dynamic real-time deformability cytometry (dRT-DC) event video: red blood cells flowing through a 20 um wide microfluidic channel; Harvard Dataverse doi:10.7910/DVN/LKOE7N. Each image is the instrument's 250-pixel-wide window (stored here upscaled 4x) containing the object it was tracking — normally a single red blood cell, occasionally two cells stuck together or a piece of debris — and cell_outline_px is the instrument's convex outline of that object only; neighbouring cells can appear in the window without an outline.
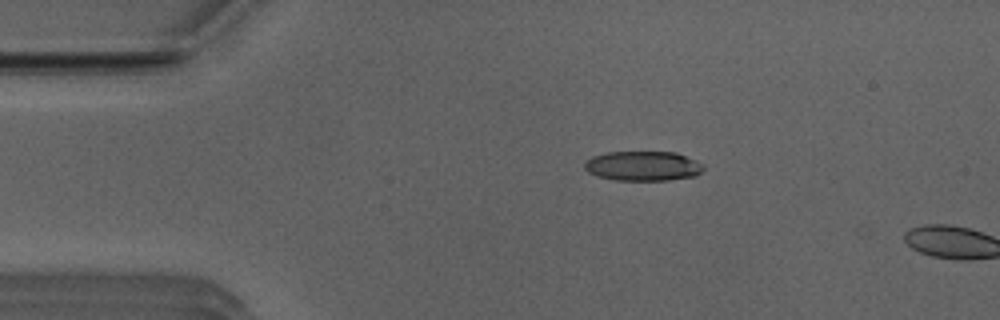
{"species": "Egyptian fruit bat (a non-hibernating species)", "species_latin": "Rousettus aegyptiacus", "temperature_condition": "room temperature", "stored_images_in_passage": 3, "camera_frame_rate_fps": 3000, "um_per_image_px": 0.085, "animal": {"sex": "male"}, "frame": {"image": 1, "passage_image": 2, "time_ms": 0.333, "image_size_px": [1000, 320], "cell_outline_px": [[704, 168], [696, 176], [668, 180], [616, 180], [596, 176], [588, 172], [584, 168], [584, 160], [592, 156], [608, 152], [676, 152], [696, 160], [704, 164]], "centroid_in_image_um": [54.64, 14.11], "position_along_channel_um": 30.4, "area_um2": 20.75}}